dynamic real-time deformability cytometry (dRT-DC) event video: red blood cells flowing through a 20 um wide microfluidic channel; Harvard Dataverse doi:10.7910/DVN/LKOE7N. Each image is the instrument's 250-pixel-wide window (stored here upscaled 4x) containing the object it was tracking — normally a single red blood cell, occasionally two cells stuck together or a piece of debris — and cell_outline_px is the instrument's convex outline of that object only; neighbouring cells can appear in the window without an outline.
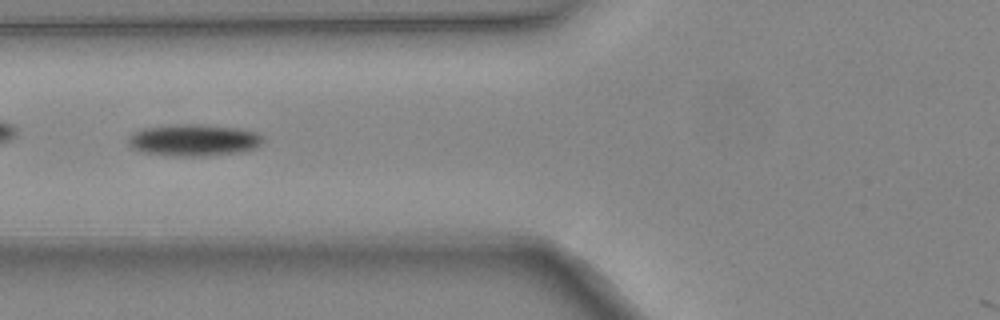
{"species": "common noctule bat (a hibernating species)", "species_latin": "Nyctalus noctula", "temperature_condition": "warm", "stored_images_in_passage": 6, "camera_frame_rate_fps": 3000, "um_per_image_px": 0.085, "animal": {"sex": "female", "body_mass_g": 24.6, "forearm_length_mm": 56.2}, "frame": {"image": 1, "passage_image": 5, "time_ms": 1.333, "image_size_px": [1000, 320], "cell_outline_px": [[264, 140], [256, 148], [240, 152], [208, 156], [172, 156], [140, 152], [132, 148], [128, 144], [128, 136], [144, 128], [168, 124], [200, 124], [240, 128], [256, 132]], "centroid_in_image_um": [16.45, 11.91], "position_along_channel_um": 109.4, "area_um2": 25.26}}
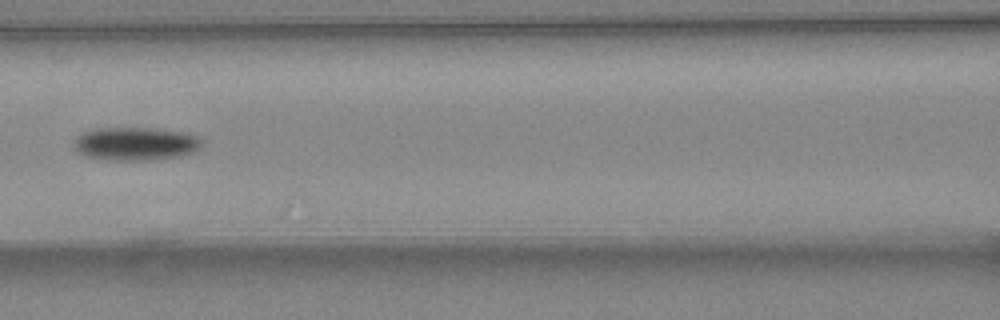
{"frame": {"image": 2, "passage_image": 6, "time_ms": 1.667, "image_size_px": [1000, 320], "cell_outline_px": [[200, 148], [192, 152], [180, 156], [152, 160], [104, 160], [84, 156], [76, 148], [76, 140], [84, 132], [96, 128], [152, 128], [180, 132], [196, 136], [200, 140]], "centroid_in_image_um": [11.52, 12.23], "position_along_channel_um": 155.1, "area_um2": 24.39}}